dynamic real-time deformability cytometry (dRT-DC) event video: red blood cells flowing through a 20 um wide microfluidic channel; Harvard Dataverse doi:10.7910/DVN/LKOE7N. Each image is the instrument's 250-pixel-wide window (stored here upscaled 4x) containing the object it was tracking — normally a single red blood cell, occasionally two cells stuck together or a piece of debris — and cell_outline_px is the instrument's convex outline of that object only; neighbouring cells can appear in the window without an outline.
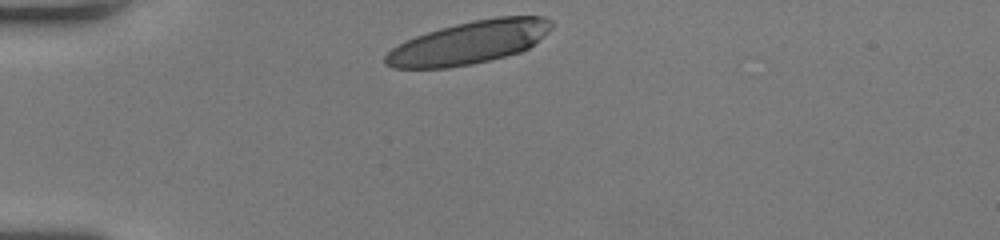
{"species": "human", "species_latin": "Homo sapiens", "temperature_condition": "room temperature", "stored_images_in_passage": 31, "camera_frame_rate_fps": 3000, "um_per_image_px": 0.085, "donor": {"sex": "female"}, "frame": {"image": 1, "passage_image": 1, "time_ms": 0.0, "image_size_px": [1000, 240], "cell_outline_px": [[552, 28], [548, 32], [528, 48], [520, 52], [472, 64], [448, 68], [392, 68], [384, 64], [384, 56], [392, 48], [416, 36], [440, 28], [472, 20], [496, 16], [544, 16], [552, 20]], "centroid_in_image_um": [39.88, 3.61], "position_along_channel_um": 45.1, "area_um2": 41.33}}
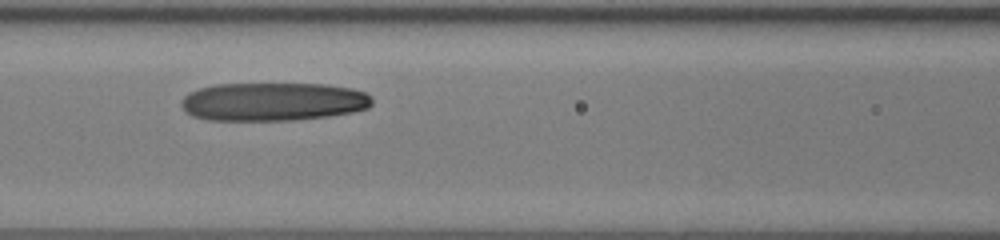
{"frame": {"image": 2, "passage_image": 11, "time_ms": 3.333, "image_size_px": [1000, 240], "cell_outline_px": [[372, 104], [368, 108], [352, 112], [328, 116], [296, 120], [208, 120], [192, 116], [180, 104], [180, 100], [188, 92], [200, 88], [216, 84], [324, 84], [352, 88], [364, 92], [372, 96]], "centroid_in_image_um": [23.21, 8.64], "position_along_channel_um": 143.4, "area_um2": 42.83}}
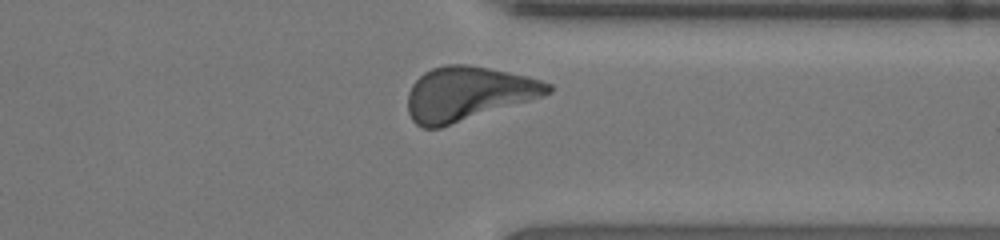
{"frame": {"image": 3, "passage_image": 28, "time_ms": 9.0, "image_size_px": [1000, 240], "cell_outline_px": [[552, 92], [544, 96], [440, 128], [424, 128], [416, 124], [412, 120], [408, 112], [408, 92], [412, 84], [424, 72], [432, 68], [448, 64], [468, 64], [528, 76], [552, 84]], "centroid_in_image_um": [39.77, 7.96], "position_along_channel_um": 371.6, "area_um2": 44.1}, "authors_computed_cell_mechanics": {"area_um2": 43.2922, "velocity_mm_per_s": 4.0264, "shape_relaxation_time_tau1_ms": 8.6609, "shape_relaxation_time_tau2_ms": 3.7162, "deformation_change_tau1": 0.2218, "deformation_change_tau2": 0.1171}}